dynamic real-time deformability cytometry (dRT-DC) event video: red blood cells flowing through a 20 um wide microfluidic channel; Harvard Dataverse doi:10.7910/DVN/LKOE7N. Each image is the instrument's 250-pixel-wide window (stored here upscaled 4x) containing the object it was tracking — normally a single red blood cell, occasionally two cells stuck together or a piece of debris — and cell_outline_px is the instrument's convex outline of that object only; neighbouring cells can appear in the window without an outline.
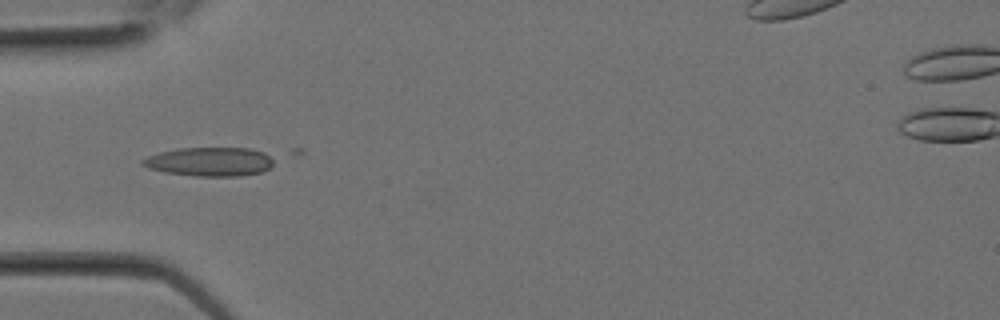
{"species": "Egyptian fruit bat (a non-hibernating species)", "species_latin": "Rousettus aegyptiacus", "temperature_condition": "room temperature", "stored_images_in_passage": 18, "camera_frame_rate_fps": 3000, "um_per_image_px": 0.085, "animal": {"sex": "female"}, "frame": {"image": 1, "passage_image": 1, "time_ms": 0.0, "image_size_px": [1000, 320], "cell_outline_px": [[272, 164], [268, 168], [260, 172], [240, 176], [196, 176], [164, 172], [148, 168], [140, 164], [140, 160], [148, 156], [160, 152], [176, 148], [248, 148], [264, 152], [272, 160]], "centroid_in_image_um": [17.76, 13.74], "position_along_channel_um": 67.2, "area_um2": 22.02}}
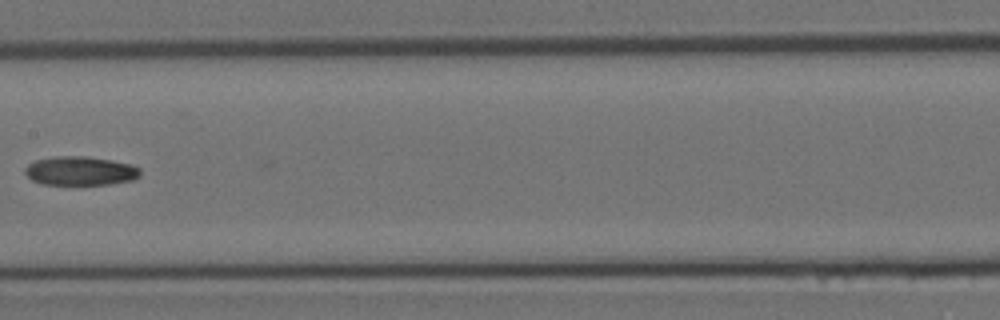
{"frame": {"image": 2, "passage_image": 6, "time_ms": 1.667, "image_size_px": [1000, 320], "cell_outline_px": [[140, 176], [132, 180], [108, 184], [40, 184], [32, 180], [24, 172], [24, 168], [28, 164], [36, 160], [52, 156], [84, 156], [132, 164], [140, 168]], "centroid_in_image_um": [6.8, 14.52], "position_along_channel_um": 200.6, "area_um2": 19.36}}
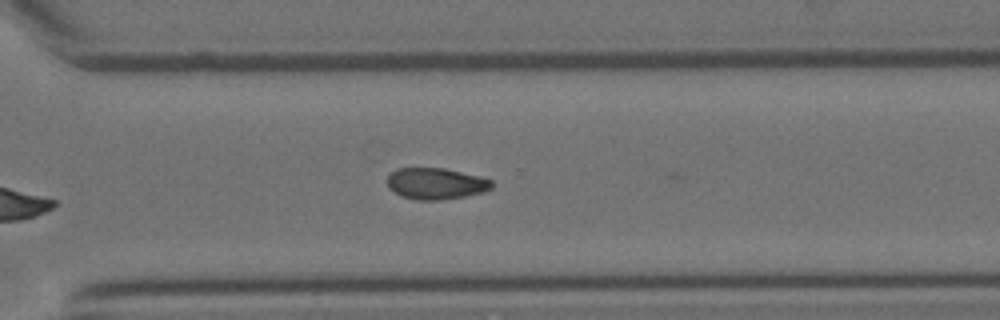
{"frame": {"image": 3, "passage_image": 11, "time_ms": 3.333, "image_size_px": [1000, 320], "cell_outline_px": [[492, 188], [484, 192], [464, 196], [440, 200], [416, 200], [400, 196], [388, 188], [388, 176], [396, 168], [444, 168], [492, 180]], "centroid_in_image_um": [37.01, 15.61], "position_along_channel_um": 333.6, "area_um2": 19.02}}